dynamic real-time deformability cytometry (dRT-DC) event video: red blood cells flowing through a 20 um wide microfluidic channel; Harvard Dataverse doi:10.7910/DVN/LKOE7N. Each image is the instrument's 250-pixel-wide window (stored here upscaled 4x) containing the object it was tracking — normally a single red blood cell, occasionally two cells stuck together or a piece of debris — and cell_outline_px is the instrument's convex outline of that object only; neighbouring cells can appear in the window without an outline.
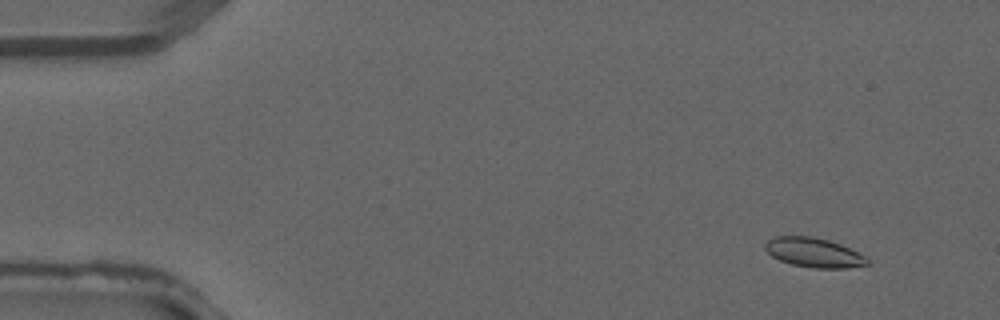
{"species": "common noctule bat (a hibernating species)", "species_latin": "Nyctalus noctula", "temperature_condition": "warm", "stored_images_in_passage": 4, "camera_frame_rate_fps": 3000, "um_per_image_px": 0.085, "animal": {"sex": "male", "forearm_length_mm": 52.5}, "frame": {"image": 1, "passage_image": 2, "time_ms": 0.333, "image_size_px": [1000, 320], "cell_outline_px": [[872, 264], [848, 268], [812, 268], [792, 264], [780, 260], [772, 256], [764, 248], [764, 244], [768, 240], [776, 236], [812, 236], [828, 240], [840, 244], [864, 256]], "centroid_in_image_um": [69.17, 21.47], "position_along_channel_um": 15.8, "area_um2": 17.46}}
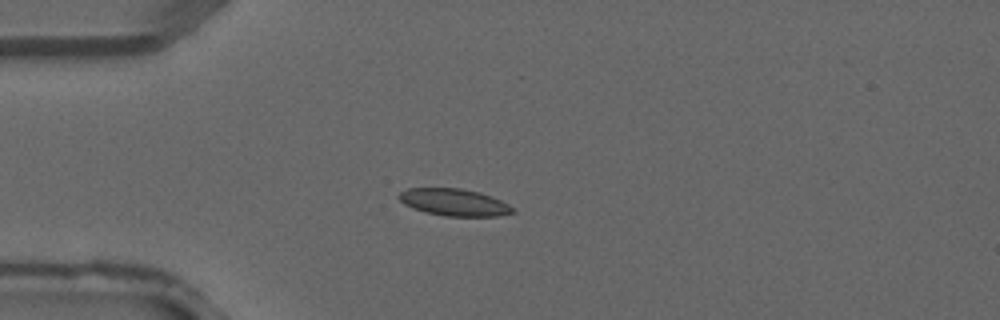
{"frame": {"image": 2, "passage_image": 4, "time_ms": 1.0, "image_size_px": [1000, 320], "cell_outline_px": [[516, 212], [500, 216], [444, 216], [424, 212], [412, 208], [404, 204], [396, 196], [400, 192], [408, 188], [460, 188], [480, 192], [492, 196], [508, 204]], "centroid_in_image_um": [38.59, 17.19], "position_along_channel_um": 46.4, "area_um2": 18.09}}